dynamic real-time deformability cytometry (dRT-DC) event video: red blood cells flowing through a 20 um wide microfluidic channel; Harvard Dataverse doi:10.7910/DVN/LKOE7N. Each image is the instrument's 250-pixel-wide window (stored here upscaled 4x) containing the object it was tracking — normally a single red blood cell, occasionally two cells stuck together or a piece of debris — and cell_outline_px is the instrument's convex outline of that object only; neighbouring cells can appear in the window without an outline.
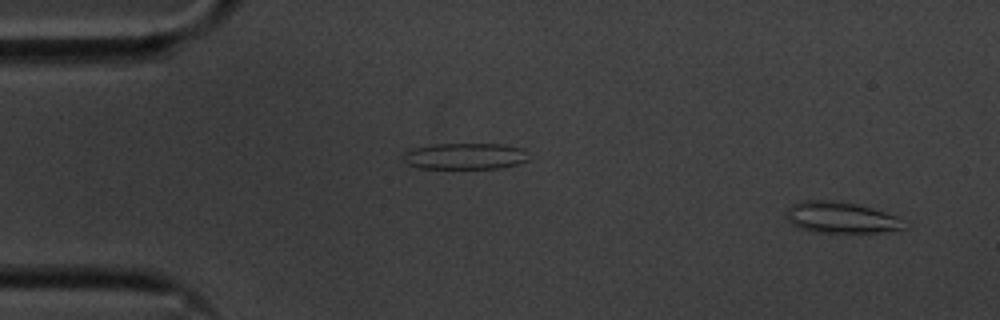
{"species": "common noctule bat (a hibernating species)", "species_latin": "Nyctalus noctula", "temperature_condition": "cold", "stored_images_in_passage": 56, "segment_of_instrument_passage": [1, 2], "camera_frame_rate_fps": 3000, "um_per_image_px": 0.085, "animal": {"sex": "male", "body_mass_g": 20.1, "forearm_length_mm": 53.5}, "frame": {"image": 1, "passage_image": 3, "time_ms": 0.667, "image_size_px": [1000, 320], "cell_outline_px": [[908, 228], [880, 232], [812, 232], [800, 228], [792, 224], [784, 216], [784, 212], [792, 204], [804, 200], [840, 200], [872, 208], [896, 216]], "centroid_in_image_um": [71.42, 18.48], "position_along_channel_um": 13.6, "area_um2": 21.5}}
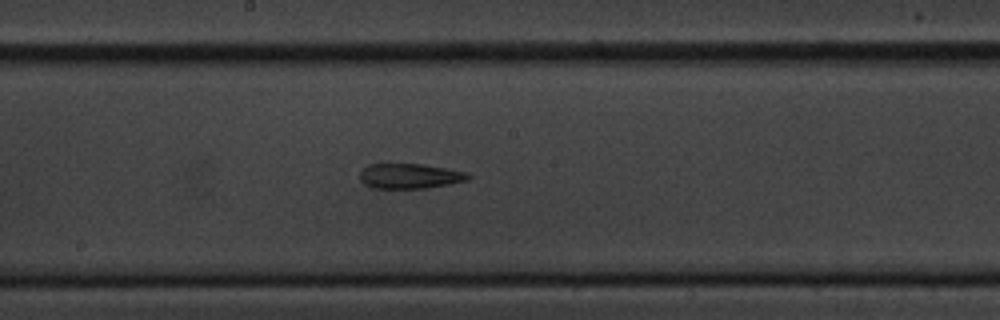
{"frame": {"image": 2, "passage_image": 29, "time_ms": 9.333, "image_size_px": [1000, 320], "cell_outline_px": [[472, 176], [468, 180], [448, 184], [424, 188], [372, 188], [364, 184], [360, 180], [360, 172], [368, 164], [424, 164], [468, 172]], "centroid_in_image_um": [34.84, 14.96], "position_along_channel_um": 213.4, "area_um2": 15.84}}
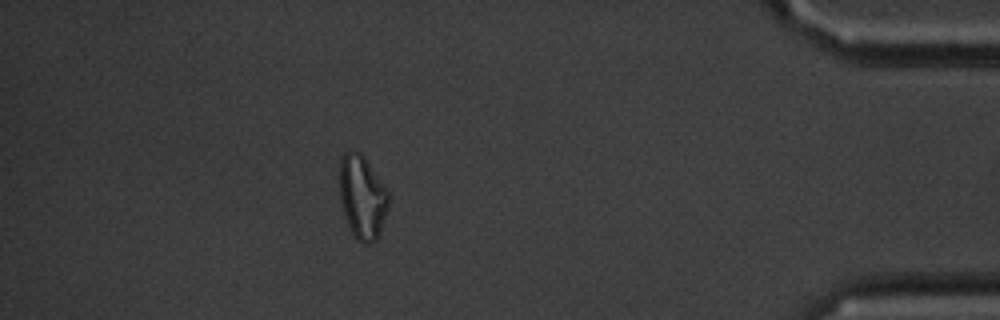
{"frame": {"image": 3, "passage_image": 49, "time_ms": 16.0, "image_size_px": [1000, 320], "cell_outline_px": [[388, 208], [380, 232], [376, 240], [368, 244], [364, 244], [356, 240], [344, 216], [340, 200], [340, 156], [344, 152], [352, 148], [356, 148], [364, 156], [388, 192]], "centroid_in_image_um": [30.77, 16.72], "position_along_channel_um": 404.4, "area_um2": 23.99}}